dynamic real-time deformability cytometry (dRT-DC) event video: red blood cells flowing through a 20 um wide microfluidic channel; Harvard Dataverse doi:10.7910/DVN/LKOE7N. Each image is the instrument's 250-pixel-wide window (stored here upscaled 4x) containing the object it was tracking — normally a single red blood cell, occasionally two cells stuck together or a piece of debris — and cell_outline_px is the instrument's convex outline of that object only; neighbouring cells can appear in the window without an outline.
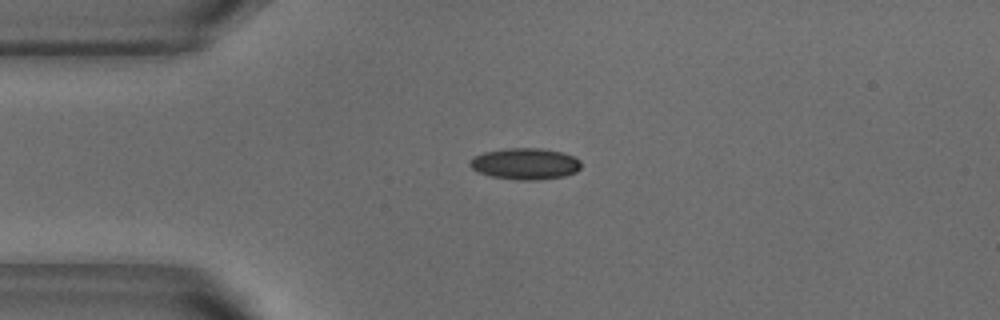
{"species": "common noctule bat (a hibernating species)", "species_latin": "Nyctalus noctula", "temperature_condition": "warm", "stored_images_in_passage": 41, "camera_frame_rate_fps": 3000, "um_per_image_px": 0.085, "animal": {"sex": "male", "body_mass_g": 18.8}, "frame": {"image": 1, "passage_image": 1, "time_ms": 0.0, "image_size_px": [1000, 320], "cell_outline_px": [[580, 168], [576, 172], [564, 176], [536, 180], [520, 180], [492, 176], [480, 172], [472, 168], [468, 164], [476, 156], [484, 152], [508, 148], [540, 148], [560, 152], [572, 156], [580, 160]], "centroid_in_image_um": [44.66, 13.92], "position_along_channel_um": 40.3, "area_um2": 20.0}}
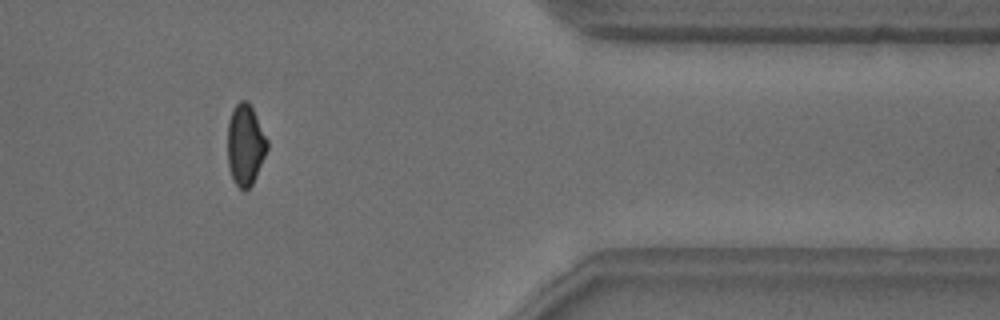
{"frame": {"image": 2, "passage_image": 32, "time_ms": 10.333, "image_size_px": [1000, 320], "cell_outline_px": [[268, 148], [256, 176], [252, 184], [244, 192], [232, 180], [228, 164], [228, 120], [236, 104], [240, 100], [248, 100], [268, 140]], "centroid_in_image_um": [20.85, 12.32], "position_along_channel_um": 390.6, "area_um2": 18.67}}
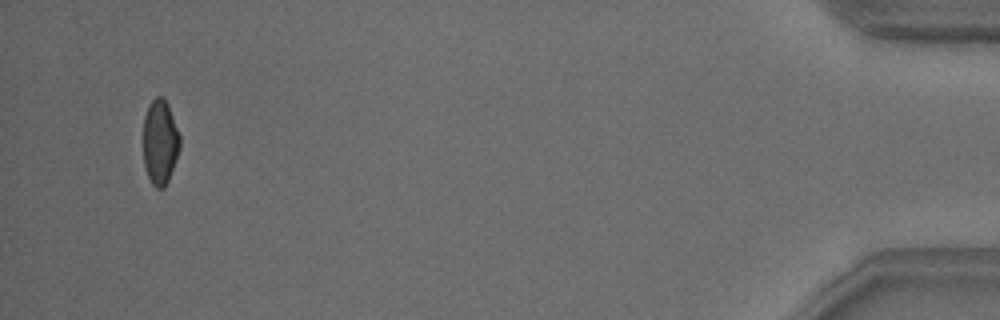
{"frame": {"image": 3, "passage_image": 39, "time_ms": 12.667, "image_size_px": [1000, 320], "cell_outline_px": [[180, 148], [176, 160], [168, 180], [164, 188], [156, 188], [152, 184], [144, 168], [144, 116], [148, 104], [156, 96], [160, 96], [168, 104], [180, 136]], "centroid_in_image_um": [13.6, 12.08], "position_along_channel_um": 421.6, "area_um2": 18.09}, "authors_computed_cell_mechanics": {"area_um2": 19.2474, "velocity_mm_per_s": 3.8283, "shape_relaxation_time_tau1_ms": 8.2934, "shape_relaxation_time_tau2_ms": 2.0572, "deformation_change_tau1": 0.1502, "deformation_change_tau2": 0.0673}}